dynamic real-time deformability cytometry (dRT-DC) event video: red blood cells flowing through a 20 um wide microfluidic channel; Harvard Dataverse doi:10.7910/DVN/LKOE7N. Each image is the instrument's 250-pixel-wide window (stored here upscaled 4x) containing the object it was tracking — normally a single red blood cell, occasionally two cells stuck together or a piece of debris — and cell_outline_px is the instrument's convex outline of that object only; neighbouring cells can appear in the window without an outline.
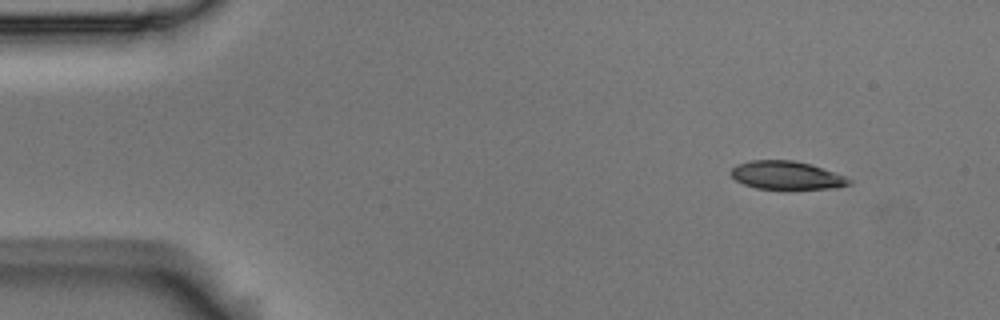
{"species": "Egyptian fruit bat (a non-hibernating species)", "species_latin": "Rousettus aegyptiacus", "temperature_condition": "room temperature", "stored_images_in_passage": 4, "camera_frame_rate_fps": 3000, "um_per_image_px": 0.085, "animal": {"sex": "male"}, "frame": {"image": 1, "passage_image": 1, "time_ms": 0.0, "image_size_px": [1000, 320], "cell_outline_px": [[852, 184], [836, 188], [756, 188], [744, 184], [736, 180], [728, 172], [736, 164], [752, 160], [792, 160], [812, 164], [844, 176], [852, 180]], "centroid_in_image_um": [66.84, 14.88], "position_along_channel_um": 18.2, "area_um2": 19.31}}